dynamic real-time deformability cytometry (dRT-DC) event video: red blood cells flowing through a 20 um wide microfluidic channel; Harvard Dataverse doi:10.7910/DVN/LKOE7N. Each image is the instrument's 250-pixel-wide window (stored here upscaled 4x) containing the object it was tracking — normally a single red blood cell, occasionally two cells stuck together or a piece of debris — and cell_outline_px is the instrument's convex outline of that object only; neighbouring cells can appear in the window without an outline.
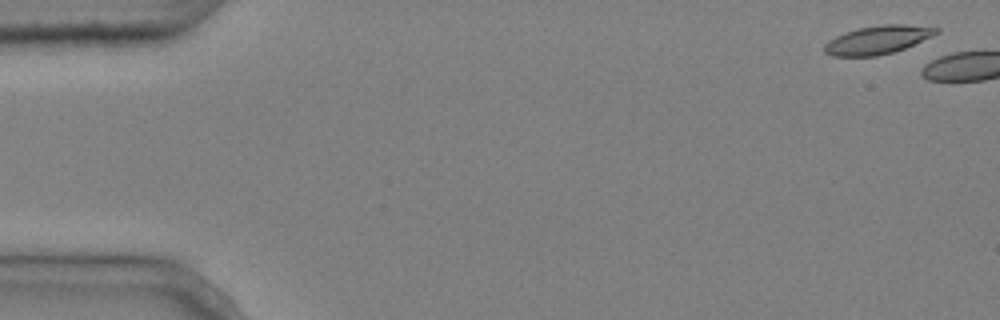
{"species": "common noctule bat (a hibernating species)", "species_latin": "Nyctalus noctula", "temperature_condition": "cold", "stored_images_in_passage": 5, "camera_frame_rate_fps": 3000, "um_per_image_px": 0.085, "animal": {"sex": "male", "body_mass_g": 20.4}, "frame": {"image": 1, "passage_image": 1, "time_ms": 0.0, "image_size_px": [1000, 320], "cell_outline_px": [[940, 32], [932, 36], [904, 48], [892, 52], [876, 56], [832, 56], [824, 52], [824, 44], [828, 40], [844, 32], [860, 28], [884, 24], [904, 24], [940, 28]], "centroid_in_image_um": [74.59, 3.38], "position_along_channel_um": 10.4, "area_um2": 18.38}}
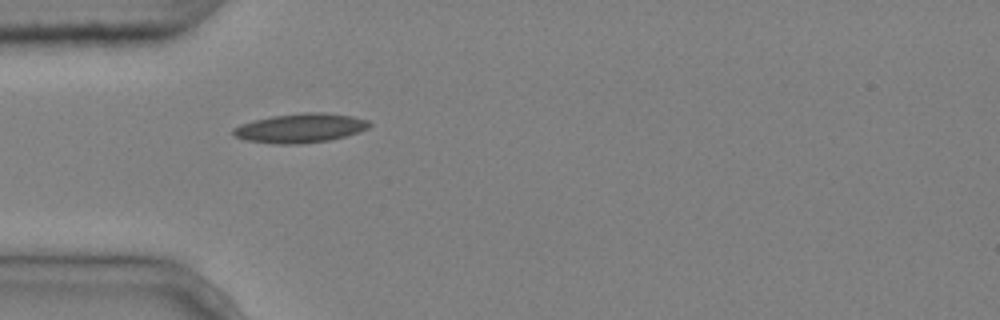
{"frame": {"image": 2, "passage_image": 5, "time_ms": 1.333, "image_size_px": [1000, 320], "cell_outline_px": [[372, 124], [368, 128], [360, 132], [328, 140], [300, 144], [276, 144], [244, 140], [236, 136], [232, 132], [232, 128], [240, 124], [252, 120], [272, 116], [304, 112], [324, 112], [352, 116], [368, 120]], "centroid_in_image_um": [25.52, 10.88], "position_along_channel_um": 59.5, "area_um2": 23.29}}